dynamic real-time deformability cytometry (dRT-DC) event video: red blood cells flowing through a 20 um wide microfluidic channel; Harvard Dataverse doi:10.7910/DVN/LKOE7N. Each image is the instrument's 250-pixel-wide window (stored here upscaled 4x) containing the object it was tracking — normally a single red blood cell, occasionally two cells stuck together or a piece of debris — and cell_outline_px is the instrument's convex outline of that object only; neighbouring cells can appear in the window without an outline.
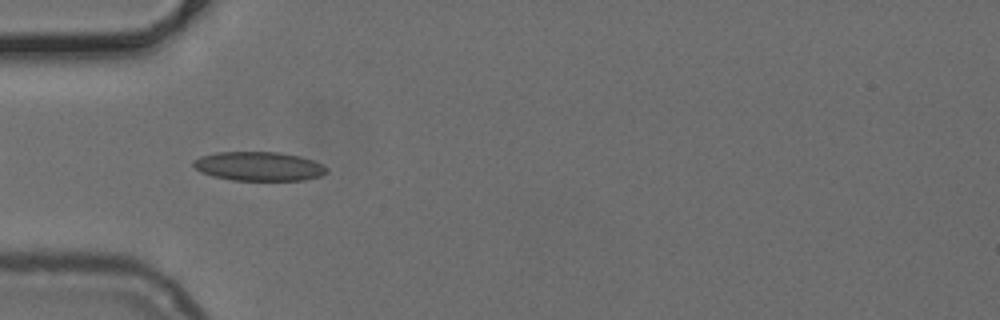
{"species": "common noctule bat (a hibernating species)", "species_latin": "Nyctalus noctula", "temperature_condition": "cold", "stored_images_in_passage": 38, "camera_frame_rate_fps": 3000, "um_per_image_px": 0.085, "animal": {"sex": "female", "body_mass_g": 24.6, "forearm_length_mm": 56.2}, "frame": {"image": 1, "passage_image": 3, "time_ms": 0.667, "image_size_px": [1000, 320], "cell_outline_px": [[328, 172], [320, 176], [304, 180], [232, 180], [212, 176], [200, 172], [192, 164], [192, 160], [200, 156], [216, 152], [280, 152], [300, 156], [324, 164], [328, 168]], "centroid_in_image_um": [22.0, 14.13], "position_along_channel_um": 63.0, "area_um2": 22.77}}
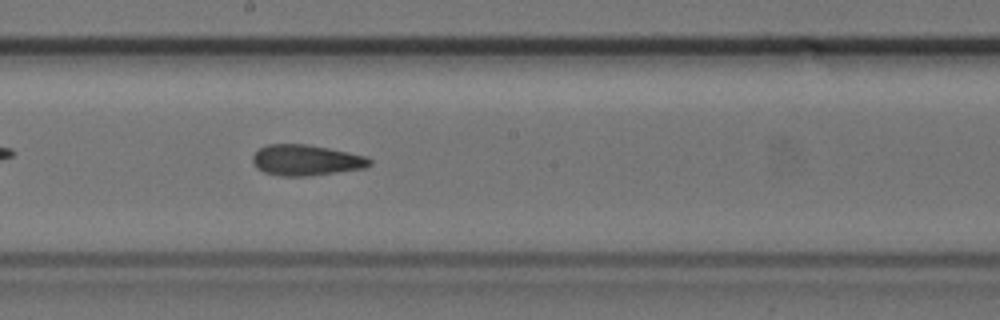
{"frame": {"image": 2, "passage_image": 15, "time_ms": 4.667, "image_size_px": [1000, 320], "cell_outline_px": [[372, 164], [364, 168], [308, 176], [280, 176], [264, 172], [256, 168], [252, 160], [252, 156], [260, 148], [268, 144], [308, 144], [368, 156], [372, 160]], "centroid_in_image_um": [26.02, 13.61], "position_along_channel_um": 222.2, "area_um2": 21.04}}
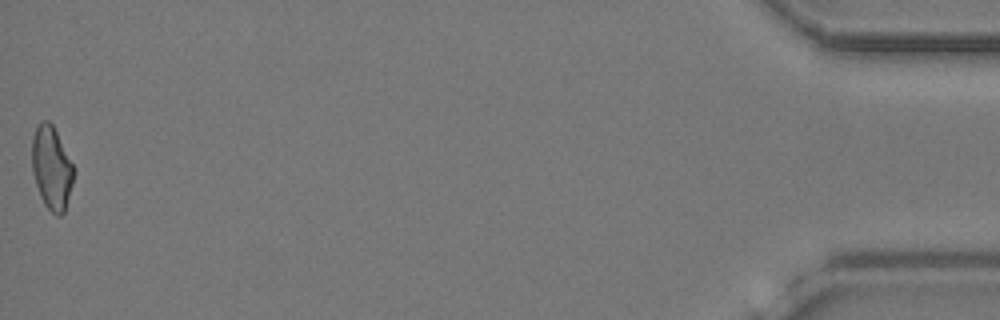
{"frame": {"image": 3, "passage_image": 38, "time_ms": 12.333, "image_size_px": [1000, 320], "cell_outline_px": [[72, 184], [64, 212], [60, 216], [56, 216], [44, 204], [40, 196], [32, 172], [32, 136], [40, 120], [48, 120], [52, 124], [72, 164]], "centroid_in_image_um": [4.35, 14.27], "position_along_channel_um": 430.9, "area_um2": 19.83}}